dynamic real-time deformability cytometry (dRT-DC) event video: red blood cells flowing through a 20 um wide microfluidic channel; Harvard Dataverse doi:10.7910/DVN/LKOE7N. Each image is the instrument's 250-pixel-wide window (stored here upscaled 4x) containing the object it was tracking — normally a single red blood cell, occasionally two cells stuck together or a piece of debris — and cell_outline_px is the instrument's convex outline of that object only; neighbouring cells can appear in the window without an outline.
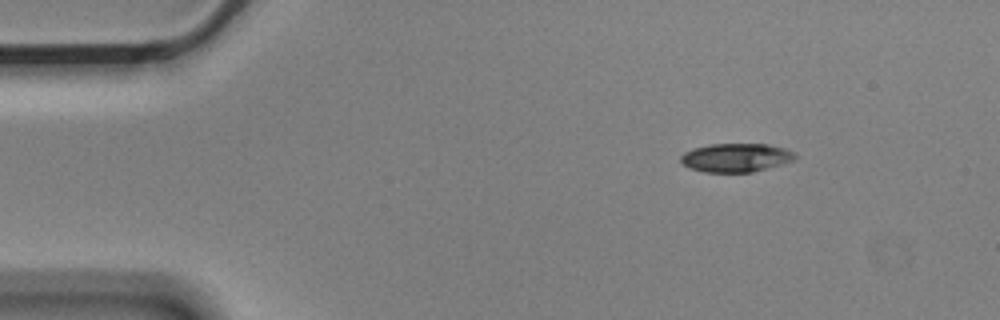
{"species": "Egyptian fruit bat (a non-hibernating species)", "species_latin": "Rousettus aegyptiacus", "temperature_condition": "cold", "stored_images_in_passage": 14, "camera_frame_rate_fps": 3000, "um_per_image_px": 0.085, "animal": {"sex": "male"}, "frame": {"image": 1, "passage_image": 2, "time_ms": 0.333, "image_size_px": [1000, 320], "cell_outline_px": [[796, 156], [792, 160], [780, 164], [752, 172], [704, 172], [688, 168], [680, 160], [680, 156], [684, 152], [692, 148], [712, 144], [768, 144], [784, 148], [796, 152]], "centroid_in_image_um": [62.52, 13.39], "position_along_channel_um": 22.5, "area_um2": 19.02}}
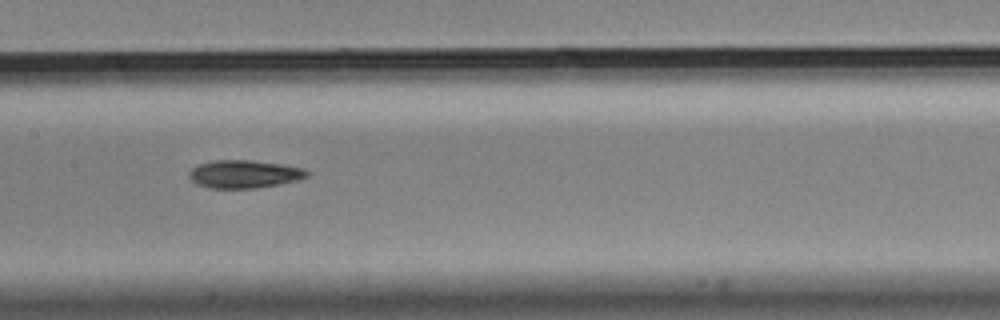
{"frame": {"image": 2, "passage_image": 7, "time_ms": 2.0, "image_size_px": [1000, 320], "cell_outline_px": [[312, 172], [308, 176], [300, 180], [256, 188], [208, 188], [196, 184], [188, 176], [188, 172], [192, 168], [200, 164], [212, 160], [252, 160], [284, 164], [304, 168]], "centroid_in_image_um": [20.8, 14.79], "position_along_channel_um": 186.6, "area_um2": 19.48}}
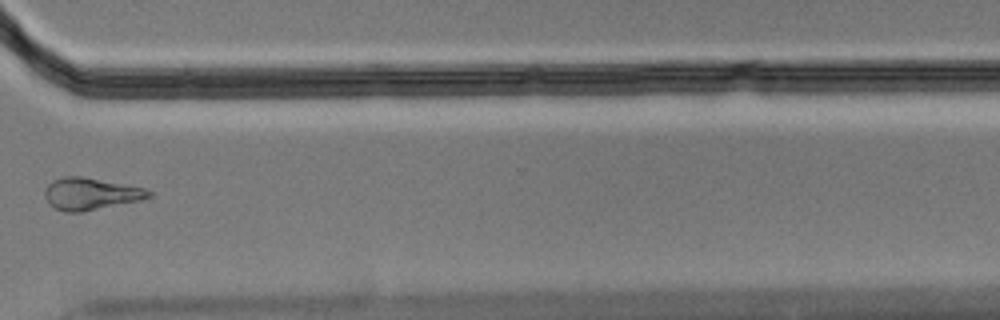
{"frame": {"image": 3, "passage_image": 11, "time_ms": 3.333, "image_size_px": [1000, 320], "cell_outline_px": [[152, 196], [140, 200], [80, 212], [64, 212], [48, 204], [44, 196], [44, 192], [48, 184], [52, 180], [64, 176], [80, 176], [144, 188], [152, 192]], "centroid_in_image_um": [7.66, 16.47], "position_along_channel_um": 362.9, "area_um2": 19.19}}